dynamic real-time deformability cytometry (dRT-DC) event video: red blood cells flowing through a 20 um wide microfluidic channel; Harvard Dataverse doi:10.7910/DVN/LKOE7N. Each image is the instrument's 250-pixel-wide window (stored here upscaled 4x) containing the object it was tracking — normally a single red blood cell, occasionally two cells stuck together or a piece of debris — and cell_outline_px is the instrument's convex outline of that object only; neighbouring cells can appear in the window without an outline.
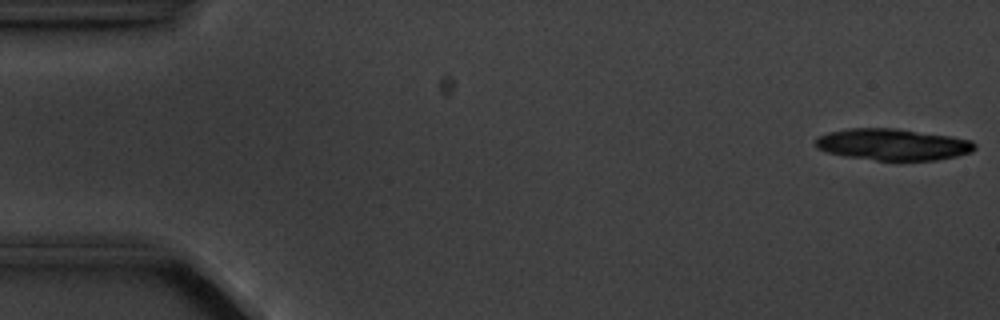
{"species": "common noctule bat (a hibernating species)", "species_latin": "Nyctalus noctula", "temperature_condition": "cold", "stored_images_in_passage": 5, "segment_of_instrument_passage": [2, 2], "camera_frame_rate_fps": 3000, "um_per_image_px": 0.085, "animal": {"sex": "male", "body_mass_g": 20.1, "forearm_length_mm": 53.5}, "frame": {"image": 1, "passage_image": 5, "time_ms": 5.667, "image_size_px": [1000, 320], "cell_outline_px": [[976, 148], [972, 152], [956, 156], [936, 160], [876, 160], [844, 156], [828, 152], [816, 148], [812, 144], [820, 136], [828, 132], [848, 128], [896, 128], [952, 136], [972, 140], [976, 144]], "centroid_in_image_um": [75.89, 12.27], "position_along_channel_um": 9.1, "area_um2": 29.42}}